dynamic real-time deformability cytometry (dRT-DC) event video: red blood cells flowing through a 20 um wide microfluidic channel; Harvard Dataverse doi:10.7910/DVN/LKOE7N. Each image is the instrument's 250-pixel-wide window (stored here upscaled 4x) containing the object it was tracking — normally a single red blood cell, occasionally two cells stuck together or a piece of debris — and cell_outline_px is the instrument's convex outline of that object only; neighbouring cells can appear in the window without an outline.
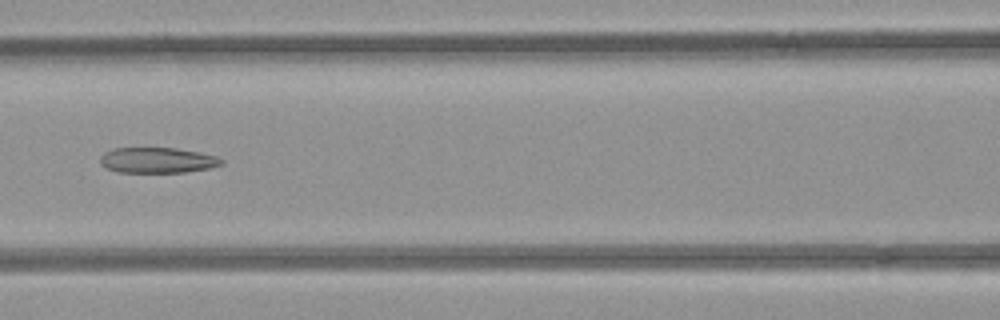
{"species": "common noctule bat (a hibernating species)", "species_latin": "Nyctalus noctula", "temperature_condition": "room temperature", "stored_images_in_passage": 13, "camera_frame_rate_fps": 3000, "um_per_image_px": 0.085, "animal": {"sex": "female", "body_mass_g": 21.9}, "frame": {"image": 1, "passage_image": 8, "time_ms": 2.333, "image_size_px": [1000, 320], "cell_outline_px": [[224, 164], [208, 168], [184, 172], [116, 172], [104, 168], [100, 164], [100, 156], [104, 152], [112, 148], [176, 148], [200, 152], [216, 156], [224, 160]], "centroid_in_image_um": [13.34, 13.62], "position_along_channel_um": 153.3, "area_um2": 18.21}}
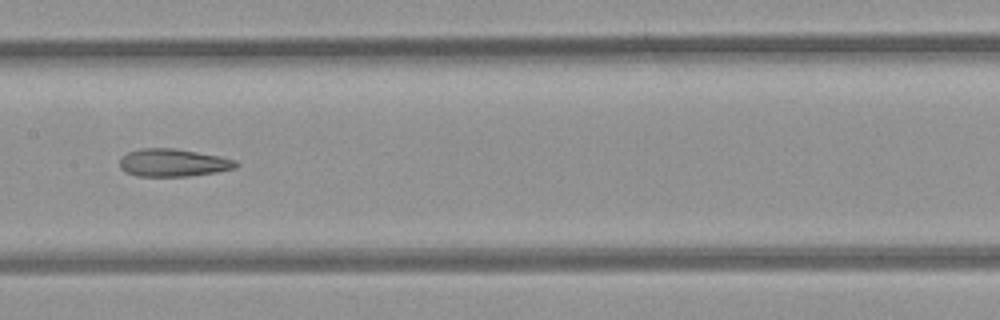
{"frame": {"image": 2, "passage_image": 11, "time_ms": 3.333, "image_size_px": [1000, 320], "cell_outline_px": [[240, 164], [236, 168], [216, 172], [188, 176], [136, 176], [120, 168], [120, 160], [128, 152], [144, 148], [172, 148], [220, 156], [236, 160]], "centroid_in_image_um": [14.76, 13.83], "position_along_channel_um": 192.6, "area_um2": 18.61}}